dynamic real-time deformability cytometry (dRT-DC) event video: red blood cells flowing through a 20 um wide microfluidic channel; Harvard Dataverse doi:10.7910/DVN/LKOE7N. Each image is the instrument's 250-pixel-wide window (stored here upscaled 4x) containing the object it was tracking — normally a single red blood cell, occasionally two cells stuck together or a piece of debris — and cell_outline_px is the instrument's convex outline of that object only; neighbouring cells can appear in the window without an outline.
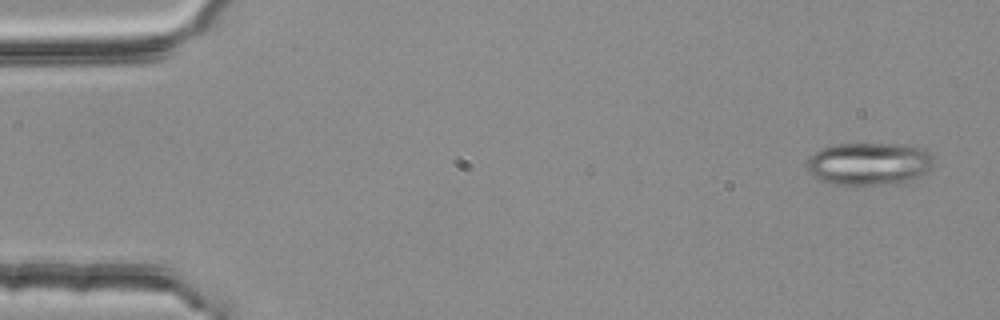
{"species": "common noctule bat (a hibernating species)", "species_latin": "Nyctalus noctula", "temperature_condition": "room temperature", "stored_images_in_passage": 4, "camera_frame_rate_fps": 3000, "um_per_image_px": 0.085, "animal": {"sex": "female", "body_mass_g": 25.1}, "frame": {"image": 1, "passage_image": 4, "time_ms": 1.0, "image_size_px": [1000, 320], "cell_outline_px": [[932, 164], [924, 172], [904, 184], [828, 184], [820, 180], [808, 168], [808, 160], [820, 148], [828, 144], [908, 144], [924, 148], [932, 156]], "centroid_in_image_um": [73.89, 13.9], "position_along_channel_um": 11.1, "area_um2": 31.39}}